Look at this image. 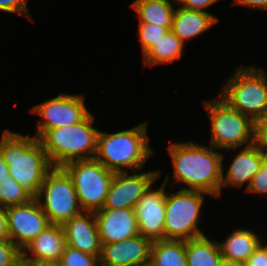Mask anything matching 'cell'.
<instances>
[{
	"instance_id": "1",
	"label": "cell",
	"mask_w": 267,
	"mask_h": 266,
	"mask_svg": "<svg viewBox=\"0 0 267 266\" xmlns=\"http://www.w3.org/2000/svg\"><path fill=\"white\" fill-rule=\"evenodd\" d=\"M178 142L168 146L172 161L174 184L184 183L183 190L202 191L219 198L224 155L211 145ZM224 167V168H223Z\"/></svg>"
},
{
	"instance_id": "2",
	"label": "cell",
	"mask_w": 267,
	"mask_h": 266,
	"mask_svg": "<svg viewBox=\"0 0 267 266\" xmlns=\"http://www.w3.org/2000/svg\"><path fill=\"white\" fill-rule=\"evenodd\" d=\"M0 154L12 178L36 199L46 174L53 168L40 140L6 129L0 140Z\"/></svg>"
},
{
	"instance_id": "3",
	"label": "cell",
	"mask_w": 267,
	"mask_h": 266,
	"mask_svg": "<svg viewBox=\"0 0 267 266\" xmlns=\"http://www.w3.org/2000/svg\"><path fill=\"white\" fill-rule=\"evenodd\" d=\"M147 122L113 133L100 131L95 159L113 172L142 171L155 155L147 135Z\"/></svg>"
},
{
	"instance_id": "4",
	"label": "cell",
	"mask_w": 267,
	"mask_h": 266,
	"mask_svg": "<svg viewBox=\"0 0 267 266\" xmlns=\"http://www.w3.org/2000/svg\"><path fill=\"white\" fill-rule=\"evenodd\" d=\"M89 113L81 122L48 130L39 140L52 167H63L75 160L94 159L99 130Z\"/></svg>"
},
{
	"instance_id": "5",
	"label": "cell",
	"mask_w": 267,
	"mask_h": 266,
	"mask_svg": "<svg viewBox=\"0 0 267 266\" xmlns=\"http://www.w3.org/2000/svg\"><path fill=\"white\" fill-rule=\"evenodd\" d=\"M240 65L223 83L220 98L253 122L267 113V73Z\"/></svg>"
},
{
	"instance_id": "6",
	"label": "cell",
	"mask_w": 267,
	"mask_h": 266,
	"mask_svg": "<svg viewBox=\"0 0 267 266\" xmlns=\"http://www.w3.org/2000/svg\"><path fill=\"white\" fill-rule=\"evenodd\" d=\"M209 115L210 144L217 150H233L253 144L254 122L220 97L203 101Z\"/></svg>"
},
{
	"instance_id": "7",
	"label": "cell",
	"mask_w": 267,
	"mask_h": 266,
	"mask_svg": "<svg viewBox=\"0 0 267 266\" xmlns=\"http://www.w3.org/2000/svg\"><path fill=\"white\" fill-rule=\"evenodd\" d=\"M208 193L180 189L171 195L166 192L165 240L187 241L205 235L199 229L204 198Z\"/></svg>"
},
{
	"instance_id": "8",
	"label": "cell",
	"mask_w": 267,
	"mask_h": 266,
	"mask_svg": "<svg viewBox=\"0 0 267 266\" xmlns=\"http://www.w3.org/2000/svg\"><path fill=\"white\" fill-rule=\"evenodd\" d=\"M71 177L83 211L96 212L104 207L115 172L94 159L75 160L62 167Z\"/></svg>"
},
{
	"instance_id": "9",
	"label": "cell",
	"mask_w": 267,
	"mask_h": 266,
	"mask_svg": "<svg viewBox=\"0 0 267 266\" xmlns=\"http://www.w3.org/2000/svg\"><path fill=\"white\" fill-rule=\"evenodd\" d=\"M36 199L50 224L62 225L83 212L73 181L62 167H53L46 174Z\"/></svg>"
},
{
	"instance_id": "10",
	"label": "cell",
	"mask_w": 267,
	"mask_h": 266,
	"mask_svg": "<svg viewBox=\"0 0 267 266\" xmlns=\"http://www.w3.org/2000/svg\"><path fill=\"white\" fill-rule=\"evenodd\" d=\"M87 108L83 94L67 93L34 105L30 111L41 116L34 136L40 139L48 130L81 122L90 113Z\"/></svg>"
},
{
	"instance_id": "11",
	"label": "cell",
	"mask_w": 267,
	"mask_h": 266,
	"mask_svg": "<svg viewBox=\"0 0 267 266\" xmlns=\"http://www.w3.org/2000/svg\"><path fill=\"white\" fill-rule=\"evenodd\" d=\"M115 172L103 208L134 209L139 199L159 178L161 170L139 172ZM131 173V174H130Z\"/></svg>"
},
{
	"instance_id": "12",
	"label": "cell",
	"mask_w": 267,
	"mask_h": 266,
	"mask_svg": "<svg viewBox=\"0 0 267 266\" xmlns=\"http://www.w3.org/2000/svg\"><path fill=\"white\" fill-rule=\"evenodd\" d=\"M169 180L168 173L158 189H153L151 185L134 208L139 234L152 242L164 240V223L166 216L165 189Z\"/></svg>"
},
{
	"instance_id": "13",
	"label": "cell",
	"mask_w": 267,
	"mask_h": 266,
	"mask_svg": "<svg viewBox=\"0 0 267 266\" xmlns=\"http://www.w3.org/2000/svg\"><path fill=\"white\" fill-rule=\"evenodd\" d=\"M9 240L21 251L43 232L50 222L37 199L21 205L6 208Z\"/></svg>"
},
{
	"instance_id": "14",
	"label": "cell",
	"mask_w": 267,
	"mask_h": 266,
	"mask_svg": "<svg viewBox=\"0 0 267 266\" xmlns=\"http://www.w3.org/2000/svg\"><path fill=\"white\" fill-rule=\"evenodd\" d=\"M101 245V266L150 265L152 241L140 234L118 242Z\"/></svg>"
},
{
	"instance_id": "15",
	"label": "cell",
	"mask_w": 267,
	"mask_h": 266,
	"mask_svg": "<svg viewBox=\"0 0 267 266\" xmlns=\"http://www.w3.org/2000/svg\"><path fill=\"white\" fill-rule=\"evenodd\" d=\"M94 214L101 244L118 242L139 234L134 209L102 208Z\"/></svg>"
},
{
	"instance_id": "16",
	"label": "cell",
	"mask_w": 267,
	"mask_h": 266,
	"mask_svg": "<svg viewBox=\"0 0 267 266\" xmlns=\"http://www.w3.org/2000/svg\"><path fill=\"white\" fill-rule=\"evenodd\" d=\"M66 245L93 256H101L96 217L94 212H86L74 216L62 225Z\"/></svg>"
},
{
	"instance_id": "17",
	"label": "cell",
	"mask_w": 267,
	"mask_h": 266,
	"mask_svg": "<svg viewBox=\"0 0 267 266\" xmlns=\"http://www.w3.org/2000/svg\"><path fill=\"white\" fill-rule=\"evenodd\" d=\"M240 150L237 156L232 159L226 175L222 172L220 196L223 187L226 188L228 185L242 188L245 183H248L245 188L246 191L252 178L259 171L265 155L254 144L243 147Z\"/></svg>"
},
{
	"instance_id": "18",
	"label": "cell",
	"mask_w": 267,
	"mask_h": 266,
	"mask_svg": "<svg viewBox=\"0 0 267 266\" xmlns=\"http://www.w3.org/2000/svg\"><path fill=\"white\" fill-rule=\"evenodd\" d=\"M66 247V238L62 226L50 224L27 244L22 254L28 259L59 261ZM32 256H28V254Z\"/></svg>"
},
{
	"instance_id": "19",
	"label": "cell",
	"mask_w": 267,
	"mask_h": 266,
	"mask_svg": "<svg viewBox=\"0 0 267 266\" xmlns=\"http://www.w3.org/2000/svg\"><path fill=\"white\" fill-rule=\"evenodd\" d=\"M171 31L183 42L208 31L218 23L212 13L193 11L176 5Z\"/></svg>"
},
{
	"instance_id": "20",
	"label": "cell",
	"mask_w": 267,
	"mask_h": 266,
	"mask_svg": "<svg viewBox=\"0 0 267 266\" xmlns=\"http://www.w3.org/2000/svg\"><path fill=\"white\" fill-rule=\"evenodd\" d=\"M261 242V237L253 230L237 228L226 237L225 241L218 243L222 257L245 263Z\"/></svg>"
},
{
	"instance_id": "21",
	"label": "cell",
	"mask_w": 267,
	"mask_h": 266,
	"mask_svg": "<svg viewBox=\"0 0 267 266\" xmlns=\"http://www.w3.org/2000/svg\"><path fill=\"white\" fill-rule=\"evenodd\" d=\"M173 2L171 0H134L130 7L138 15V23H152L171 30L176 9Z\"/></svg>"
},
{
	"instance_id": "22",
	"label": "cell",
	"mask_w": 267,
	"mask_h": 266,
	"mask_svg": "<svg viewBox=\"0 0 267 266\" xmlns=\"http://www.w3.org/2000/svg\"><path fill=\"white\" fill-rule=\"evenodd\" d=\"M187 266H219L222 253L219 243L207 235L186 241Z\"/></svg>"
},
{
	"instance_id": "23",
	"label": "cell",
	"mask_w": 267,
	"mask_h": 266,
	"mask_svg": "<svg viewBox=\"0 0 267 266\" xmlns=\"http://www.w3.org/2000/svg\"><path fill=\"white\" fill-rule=\"evenodd\" d=\"M185 44L171 30L143 55L144 66L171 64L180 59Z\"/></svg>"
},
{
	"instance_id": "24",
	"label": "cell",
	"mask_w": 267,
	"mask_h": 266,
	"mask_svg": "<svg viewBox=\"0 0 267 266\" xmlns=\"http://www.w3.org/2000/svg\"><path fill=\"white\" fill-rule=\"evenodd\" d=\"M149 266H187L186 241H153Z\"/></svg>"
},
{
	"instance_id": "25",
	"label": "cell",
	"mask_w": 267,
	"mask_h": 266,
	"mask_svg": "<svg viewBox=\"0 0 267 266\" xmlns=\"http://www.w3.org/2000/svg\"><path fill=\"white\" fill-rule=\"evenodd\" d=\"M33 198L9 174L8 164L0 154V206L7 208L29 202Z\"/></svg>"
},
{
	"instance_id": "26",
	"label": "cell",
	"mask_w": 267,
	"mask_h": 266,
	"mask_svg": "<svg viewBox=\"0 0 267 266\" xmlns=\"http://www.w3.org/2000/svg\"><path fill=\"white\" fill-rule=\"evenodd\" d=\"M138 27L137 31L143 55L169 31L167 27L152 23H139Z\"/></svg>"
},
{
	"instance_id": "27",
	"label": "cell",
	"mask_w": 267,
	"mask_h": 266,
	"mask_svg": "<svg viewBox=\"0 0 267 266\" xmlns=\"http://www.w3.org/2000/svg\"><path fill=\"white\" fill-rule=\"evenodd\" d=\"M59 262L61 266H101L100 257L93 256L67 245Z\"/></svg>"
},
{
	"instance_id": "28",
	"label": "cell",
	"mask_w": 267,
	"mask_h": 266,
	"mask_svg": "<svg viewBox=\"0 0 267 266\" xmlns=\"http://www.w3.org/2000/svg\"><path fill=\"white\" fill-rule=\"evenodd\" d=\"M252 194H260L267 197V156H264L259 171L254 175L252 181L245 191Z\"/></svg>"
},
{
	"instance_id": "29",
	"label": "cell",
	"mask_w": 267,
	"mask_h": 266,
	"mask_svg": "<svg viewBox=\"0 0 267 266\" xmlns=\"http://www.w3.org/2000/svg\"><path fill=\"white\" fill-rule=\"evenodd\" d=\"M253 144L267 156V113L254 121Z\"/></svg>"
},
{
	"instance_id": "30",
	"label": "cell",
	"mask_w": 267,
	"mask_h": 266,
	"mask_svg": "<svg viewBox=\"0 0 267 266\" xmlns=\"http://www.w3.org/2000/svg\"><path fill=\"white\" fill-rule=\"evenodd\" d=\"M22 251L9 239L0 240V266H10Z\"/></svg>"
},
{
	"instance_id": "31",
	"label": "cell",
	"mask_w": 267,
	"mask_h": 266,
	"mask_svg": "<svg viewBox=\"0 0 267 266\" xmlns=\"http://www.w3.org/2000/svg\"><path fill=\"white\" fill-rule=\"evenodd\" d=\"M0 11L19 13L29 19L32 18L27 6V0H0Z\"/></svg>"
},
{
	"instance_id": "32",
	"label": "cell",
	"mask_w": 267,
	"mask_h": 266,
	"mask_svg": "<svg viewBox=\"0 0 267 266\" xmlns=\"http://www.w3.org/2000/svg\"><path fill=\"white\" fill-rule=\"evenodd\" d=\"M217 1L219 0H178L176 4L185 9L209 13L205 8L210 7Z\"/></svg>"
},
{
	"instance_id": "33",
	"label": "cell",
	"mask_w": 267,
	"mask_h": 266,
	"mask_svg": "<svg viewBox=\"0 0 267 266\" xmlns=\"http://www.w3.org/2000/svg\"><path fill=\"white\" fill-rule=\"evenodd\" d=\"M245 266H267V250L262 244L246 260Z\"/></svg>"
},
{
	"instance_id": "34",
	"label": "cell",
	"mask_w": 267,
	"mask_h": 266,
	"mask_svg": "<svg viewBox=\"0 0 267 266\" xmlns=\"http://www.w3.org/2000/svg\"><path fill=\"white\" fill-rule=\"evenodd\" d=\"M9 239V228L6 208L0 206V240Z\"/></svg>"
},
{
	"instance_id": "35",
	"label": "cell",
	"mask_w": 267,
	"mask_h": 266,
	"mask_svg": "<svg viewBox=\"0 0 267 266\" xmlns=\"http://www.w3.org/2000/svg\"><path fill=\"white\" fill-rule=\"evenodd\" d=\"M234 5H242L248 7L249 9H267V0H233Z\"/></svg>"
},
{
	"instance_id": "36",
	"label": "cell",
	"mask_w": 267,
	"mask_h": 266,
	"mask_svg": "<svg viewBox=\"0 0 267 266\" xmlns=\"http://www.w3.org/2000/svg\"><path fill=\"white\" fill-rule=\"evenodd\" d=\"M31 260V266H61L59 261H53V260Z\"/></svg>"
},
{
	"instance_id": "37",
	"label": "cell",
	"mask_w": 267,
	"mask_h": 266,
	"mask_svg": "<svg viewBox=\"0 0 267 266\" xmlns=\"http://www.w3.org/2000/svg\"><path fill=\"white\" fill-rule=\"evenodd\" d=\"M10 266H31V260L21 253Z\"/></svg>"
},
{
	"instance_id": "38",
	"label": "cell",
	"mask_w": 267,
	"mask_h": 266,
	"mask_svg": "<svg viewBox=\"0 0 267 266\" xmlns=\"http://www.w3.org/2000/svg\"><path fill=\"white\" fill-rule=\"evenodd\" d=\"M219 266H245V263L222 257Z\"/></svg>"
},
{
	"instance_id": "39",
	"label": "cell",
	"mask_w": 267,
	"mask_h": 266,
	"mask_svg": "<svg viewBox=\"0 0 267 266\" xmlns=\"http://www.w3.org/2000/svg\"><path fill=\"white\" fill-rule=\"evenodd\" d=\"M264 240H262L261 244L266 248L267 250V244L263 242Z\"/></svg>"
}]
</instances>
